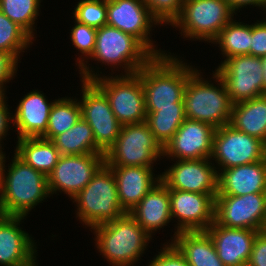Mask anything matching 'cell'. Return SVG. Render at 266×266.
I'll use <instances>...</instances> for the list:
<instances>
[{
	"mask_svg": "<svg viewBox=\"0 0 266 266\" xmlns=\"http://www.w3.org/2000/svg\"><path fill=\"white\" fill-rule=\"evenodd\" d=\"M170 55L154 56L137 74L141 78L146 111L184 103L188 78L196 70Z\"/></svg>",
	"mask_w": 266,
	"mask_h": 266,
	"instance_id": "6da1fadb",
	"label": "cell"
},
{
	"mask_svg": "<svg viewBox=\"0 0 266 266\" xmlns=\"http://www.w3.org/2000/svg\"><path fill=\"white\" fill-rule=\"evenodd\" d=\"M13 158L0 186V215L25 217L50 194L48 178L16 154Z\"/></svg>",
	"mask_w": 266,
	"mask_h": 266,
	"instance_id": "7a4b0ae2",
	"label": "cell"
},
{
	"mask_svg": "<svg viewBox=\"0 0 266 266\" xmlns=\"http://www.w3.org/2000/svg\"><path fill=\"white\" fill-rule=\"evenodd\" d=\"M93 229L96 245L112 266H131L144 252L151 236L126 213Z\"/></svg>",
	"mask_w": 266,
	"mask_h": 266,
	"instance_id": "3957f363",
	"label": "cell"
},
{
	"mask_svg": "<svg viewBox=\"0 0 266 266\" xmlns=\"http://www.w3.org/2000/svg\"><path fill=\"white\" fill-rule=\"evenodd\" d=\"M82 74L81 80L93 81L106 95L110 107L119 121L124 125L141 123L146 120L145 97L140 76L135 73L118 77L93 74L84 59H77Z\"/></svg>",
	"mask_w": 266,
	"mask_h": 266,
	"instance_id": "277c9868",
	"label": "cell"
},
{
	"mask_svg": "<svg viewBox=\"0 0 266 266\" xmlns=\"http://www.w3.org/2000/svg\"><path fill=\"white\" fill-rule=\"evenodd\" d=\"M213 73L220 87L203 80L196 69L188 78L183 102L187 119L204 122L217 129L230 123L233 103L224 81L216 72Z\"/></svg>",
	"mask_w": 266,
	"mask_h": 266,
	"instance_id": "5b68a950",
	"label": "cell"
},
{
	"mask_svg": "<svg viewBox=\"0 0 266 266\" xmlns=\"http://www.w3.org/2000/svg\"><path fill=\"white\" fill-rule=\"evenodd\" d=\"M72 199L78 204L77 217L91 228L126 214L118 200L114 173L106 164Z\"/></svg>",
	"mask_w": 266,
	"mask_h": 266,
	"instance_id": "8992f818",
	"label": "cell"
},
{
	"mask_svg": "<svg viewBox=\"0 0 266 266\" xmlns=\"http://www.w3.org/2000/svg\"><path fill=\"white\" fill-rule=\"evenodd\" d=\"M104 156L107 166L152 167L163 156V146L144 121L122 126L116 142Z\"/></svg>",
	"mask_w": 266,
	"mask_h": 266,
	"instance_id": "52a82bcc",
	"label": "cell"
},
{
	"mask_svg": "<svg viewBox=\"0 0 266 266\" xmlns=\"http://www.w3.org/2000/svg\"><path fill=\"white\" fill-rule=\"evenodd\" d=\"M154 55L134 36L104 25L97 29L95 49L91 59L102 64L122 66L125 75L137 73Z\"/></svg>",
	"mask_w": 266,
	"mask_h": 266,
	"instance_id": "ba28073f",
	"label": "cell"
},
{
	"mask_svg": "<svg viewBox=\"0 0 266 266\" xmlns=\"http://www.w3.org/2000/svg\"><path fill=\"white\" fill-rule=\"evenodd\" d=\"M233 13L226 0H184L180 15L171 25L179 27L186 38L210 43L232 20Z\"/></svg>",
	"mask_w": 266,
	"mask_h": 266,
	"instance_id": "9c48e42d",
	"label": "cell"
},
{
	"mask_svg": "<svg viewBox=\"0 0 266 266\" xmlns=\"http://www.w3.org/2000/svg\"><path fill=\"white\" fill-rule=\"evenodd\" d=\"M215 72L224 81L233 104L265 95L261 57L233 56L224 60Z\"/></svg>",
	"mask_w": 266,
	"mask_h": 266,
	"instance_id": "30bf717a",
	"label": "cell"
},
{
	"mask_svg": "<svg viewBox=\"0 0 266 266\" xmlns=\"http://www.w3.org/2000/svg\"><path fill=\"white\" fill-rule=\"evenodd\" d=\"M82 83L81 117L90 125L96 146L105 154L116 142L122 125L105 93L93 81L82 80Z\"/></svg>",
	"mask_w": 266,
	"mask_h": 266,
	"instance_id": "8fae6325",
	"label": "cell"
},
{
	"mask_svg": "<svg viewBox=\"0 0 266 266\" xmlns=\"http://www.w3.org/2000/svg\"><path fill=\"white\" fill-rule=\"evenodd\" d=\"M214 221L229 228L265 231L266 192L242 196L216 195Z\"/></svg>",
	"mask_w": 266,
	"mask_h": 266,
	"instance_id": "7c38bea8",
	"label": "cell"
},
{
	"mask_svg": "<svg viewBox=\"0 0 266 266\" xmlns=\"http://www.w3.org/2000/svg\"><path fill=\"white\" fill-rule=\"evenodd\" d=\"M212 157L220 170L255 163L266 158V144L226 124L214 133Z\"/></svg>",
	"mask_w": 266,
	"mask_h": 266,
	"instance_id": "4fadbf2b",
	"label": "cell"
},
{
	"mask_svg": "<svg viewBox=\"0 0 266 266\" xmlns=\"http://www.w3.org/2000/svg\"><path fill=\"white\" fill-rule=\"evenodd\" d=\"M104 164V154L61 155L47 176L50 194L62 190L73 198Z\"/></svg>",
	"mask_w": 266,
	"mask_h": 266,
	"instance_id": "5bb4252c",
	"label": "cell"
},
{
	"mask_svg": "<svg viewBox=\"0 0 266 266\" xmlns=\"http://www.w3.org/2000/svg\"><path fill=\"white\" fill-rule=\"evenodd\" d=\"M153 23L159 24L142 0H107V25L134 36L154 56H162L165 53L154 49L148 36Z\"/></svg>",
	"mask_w": 266,
	"mask_h": 266,
	"instance_id": "9a60e30c",
	"label": "cell"
},
{
	"mask_svg": "<svg viewBox=\"0 0 266 266\" xmlns=\"http://www.w3.org/2000/svg\"><path fill=\"white\" fill-rule=\"evenodd\" d=\"M172 219L178 220L176 236L179 232L206 231L215 220L214 194L169 189Z\"/></svg>",
	"mask_w": 266,
	"mask_h": 266,
	"instance_id": "2e32d148",
	"label": "cell"
},
{
	"mask_svg": "<svg viewBox=\"0 0 266 266\" xmlns=\"http://www.w3.org/2000/svg\"><path fill=\"white\" fill-rule=\"evenodd\" d=\"M210 159L177 160L176 164L160 175V180L168 189L216 196L219 172L215 165L211 166Z\"/></svg>",
	"mask_w": 266,
	"mask_h": 266,
	"instance_id": "e0dca14e",
	"label": "cell"
},
{
	"mask_svg": "<svg viewBox=\"0 0 266 266\" xmlns=\"http://www.w3.org/2000/svg\"><path fill=\"white\" fill-rule=\"evenodd\" d=\"M216 128L200 121L185 119L163 147V156L178 160L211 158Z\"/></svg>",
	"mask_w": 266,
	"mask_h": 266,
	"instance_id": "ac0fdd59",
	"label": "cell"
},
{
	"mask_svg": "<svg viewBox=\"0 0 266 266\" xmlns=\"http://www.w3.org/2000/svg\"><path fill=\"white\" fill-rule=\"evenodd\" d=\"M24 216L0 215V265L37 266V250L29 234L18 225Z\"/></svg>",
	"mask_w": 266,
	"mask_h": 266,
	"instance_id": "d6986e66",
	"label": "cell"
},
{
	"mask_svg": "<svg viewBox=\"0 0 266 266\" xmlns=\"http://www.w3.org/2000/svg\"><path fill=\"white\" fill-rule=\"evenodd\" d=\"M206 232L212 238L218 257L225 266H247L254 240L260 231L229 228L214 221Z\"/></svg>",
	"mask_w": 266,
	"mask_h": 266,
	"instance_id": "ffe728a7",
	"label": "cell"
},
{
	"mask_svg": "<svg viewBox=\"0 0 266 266\" xmlns=\"http://www.w3.org/2000/svg\"><path fill=\"white\" fill-rule=\"evenodd\" d=\"M109 167L112 169L116 179L119 203L126 213L136 207L142 198L160 181V175L157 178L154 177L153 167Z\"/></svg>",
	"mask_w": 266,
	"mask_h": 266,
	"instance_id": "44dd1931",
	"label": "cell"
},
{
	"mask_svg": "<svg viewBox=\"0 0 266 266\" xmlns=\"http://www.w3.org/2000/svg\"><path fill=\"white\" fill-rule=\"evenodd\" d=\"M221 171L218 173L217 195L242 196L266 192V158Z\"/></svg>",
	"mask_w": 266,
	"mask_h": 266,
	"instance_id": "7402d4cb",
	"label": "cell"
},
{
	"mask_svg": "<svg viewBox=\"0 0 266 266\" xmlns=\"http://www.w3.org/2000/svg\"><path fill=\"white\" fill-rule=\"evenodd\" d=\"M19 102L12 121L17 127L18 139L42 137L54 102L48 103L43 93L37 90L28 93Z\"/></svg>",
	"mask_w": 266,
	"mask_h": 266,
	"instance_id": "603a6c76",
	"label": "cell"
},
{
	"mask_svg": "<svg viewBox=\"0 0 266 266\" xmlns=\"http://www.w3.org/2000/svg\"><path fill=\"white\" fill-rule=\"evenodd\" d=\"M129 214L151 236L172 220L168 187L160 180Z\"/></svg>",
	"mask_w": 266,
	"mask_h": 266,
	"instance_id": "cb8c5ba5",
	"label": "cell"
},
{
	"mask_svg": "<svg viewBox=\"0 0 266 266\" xmlns=\"http://www.w3.org/2000/svg\"><path fill=\"white\" fill-rule=\"evenodd\" d=\"M173 240L189 266H225L206 231L179 232Z\"/></svg>",
	"mask_w": 266,
	"mask_h": 266,
	"instance_id": "d4e9b609",
	"label": "cell"
},
{
	"mask_svg": "<svg viewBox=\"0 0 266 266\" xmlns=\"http://www.w3.org/2000/svg\"><path fill=\"white\" fill-rule=\"evenodd\" d=\"M229 124L266 144V94L233 104Z\"/></svg>",
	"mask_w": 266,
	"mask_h": 266,
	"instance_id": "484cf974",
	"label": "cell"
},
{
	"mask_svg": "<svg viewBox=\"0 0 266 266\" xmlns=\"http://www.w3.org/2000/svg\"><path fill=\"white\" fill-rule=\"evenodd\" d=\"M17 143L14 154L46 176L53 171L61 156L52 141L41 137L20 138Z\"/></svg>",
	"mask_w": 266,
	"mask_h": 266,
	"instance_id": "4316f807",
	"label": "cell"
},
{
	"mask_svg": "<svg viewBox=\"0 0 266 266\" xmlns=\"http://www.w3.org/2000/svg\"><path fill=\"white\" fill-rule=\"evenodd\" d=\"M52 142L61 155L104 154L97 146L93 130L81 117L73 127Z\"/></svg>",
	"mask_w": 266,
	"mask_h": 266,
	"instance_id": "83f0119b",
	"label": "cell"
},
{
	"mask_svg": "<svg viewBox=\"0 0 266 266\" xmlns=\"http://www.w3.org/2000/svg\"><path fill=\"white\" fill-rule=\"evenodd\" d=\"M146 113L145 122L163 147L186 119L184 103H175V107L160 108L158 111Z\"/></svg>",
	"mask_w": 266,
	"mask_h": 266,
	"instance_id": "f1b7e54d",
	"label": "cell"
},
{
	"mask_svg": "<svg viewBox=\"0 0 266 266\" xmlns=\"http://www.w3.org/2000/svg\"><path fill=\"white\" fill-rule=\"evenodd\" d=\"M80 118L81 107L76 99L55 100L50 111L47 130L41 138L52 141L57 135L71 129Z\"/></svg>",
	"mask_w": 266,
	"mask_h": 266,
	"instance_id": "f546056e",
	"label": "cell"
},
{
	"mask_svg": "<svg viewBox=\"0 0 266 266\" xmlns=\"http://www.w3.org/2000/svg\"><path fill=\"white\" fill-rule=\"evenodd\" d=\"M212 42L219 44L226 59L237 55H250L251 25L232 19Z\"/></svg>",
	"mask_w": 266,
	"mask_h": 266,
	"instance_id": "4dcf8cb0",
	"label": "cell"
},
{
	"mask_svg": "<svg viewBox=\"0 0 266 266\" xmlns=\"http://www.w3.org/2000/svg\"><path fill=\"white\" fill-rule=\"evenodd\" d=\"M40 2V0H0V11L33 39L34 21L39 15Z\"/></svg>",
	"mask_w": 266,
	"mask_h": 266,
	"instance_id": "1f68e13d",
	"label": "cell"
},
{
	"mask_svg": "<svg viewBox=\"0 0 266 266\" xmlns=\"http://www.w3.org/2000/svg\"><path fill=\"white\" fill-rule=\"evenodd\" d=\"M32 38L0 11V51L12 54L17 60Z\"/></svg>",
	"mask_w": 266,
	"mask_h": 266,
	"instance_id": "d6a6232c",
	"label": "cell"
},
{
	"mask_svg": "<svg viewBox=\"0 0 266 266\" xmlns=\"http://www.w3.org/2000/svg\"><path fill=\"white\" fill-rule=\"evenodd\" d=\"M75 21L94 28L107 25V0H81L74 8Z\"/></svg>",
	"mask_w": 266,
	"mask_h": 266,
	"instance_id": "836d02e7",
	"label": "cell"
},
{
	"mask_svg": "<svg viewBox=\"0 0 266 266\" xmlns=\"http://www.w3.org/2000/svg\"><path fill=\"white\" fill-rule=\"evenodd\" d=\"M148 7L151 15L163 25L172 24L180 15L184 0H142Z\"/></svg>",
	"mask_w": 266,
	"mask_h": 266,
	"instance_id": "e575fe53",
	"label": "cell"
},
{
	"mask_svg": "<svg viewBox=\"0 0 266 266\" xmlns=\"http://www.w3.org/2000/svg\"><path fill=\"white\" fill-rule=\"evenodd\" d=\"M74 27L71 29V41L80 53L86 55L89 59L95 49V40L97 28L87 26L86 24L75 21Z\"/></svg>",
	"mask_w": 266,
	"mask_h": 266,
	"instance_id": "d590c367",
	"label": "cell"
},
{
	"mask_svg": "<svg viewBox=\"0 0 266 266\" xmlns=\"http://www.w3.org/2000/svg\"><path fill=\"white\" fill-rule=\"evenodd\" d=\"M148 266H189L184 255L173 244H166Z\"/></svg>",
	"mask_w": 266,
	"mask_h": 266,
	"instance_id": "8d00e7d4",
	"label": "cell"
},
{
	"mask_svg": "<svg viewBox=\"0 0 266 266\" xmlns=\"http://www.w3.org/2000/svg\"><path fill=\"white\" fill-rule=\"evenodd\" d=\"M250 55L261 58L266 56V20L251 24Z\"/></svg>",
	"mask_w": 266,
	"mask_h": 266,
	"instance_id": "74e56055",
	"label": "cell"
},
{
	"mask_svg": "<svg viewBox=\"0 0 266 266\" xmlns=\"http://www.w3.org/2000/svg\"><path fill=\"white\" fill-rule=\"evenodd\" d=\"M18 61L12 54L0 51V99L6 98L3 85L13 79Z\"/></svg>",
	"mask_w": 266,
	"mask_h": 266,
	"instance_id": "f35d334b",
	"label": "cell"
},
{
	"mask_svg": "<svg viewBox=\"0 0 266 266\" xmlns=\"http://www.w3.org/2000/svg\"><path fill=\"white\" fill-rule=\"evenodd\" d=\"M247 266H266V230L257 234Z\"/></svg>",
	"mask_w": 266,
	"mask_h": 266,
	"instance_id": "ab89813d",
	"label": "cell"
},
{
	"mask_svg": "<svg viewBox=\"0 0 266 266\" xmlns=\"http://www.w3.org/2000/svg\"><path fill=\"white\" fill-rule=\"evenodd\" d=\"M6 98L0 99V143L1 139L6 136L8 132L10 120H14L12 115H9L8 105L5 103ZM12 116V117H11ZM12 118V119H11Z\"/></svg>",
	"mask_w": 266,
	"mask_h": 266,
	"instance_id": "60d3db41",
	"label": "cell"
},
{
	"mask_svg": "<svg viewBox=\"0 0 266 266\" xmlns=\"http://www.w3.org/2000/svg\"><path fill=\"white\" fill-rule=\"evenodd\" d=\"M230 7L237 11L239 8L247 5H255L259 7H263V10L266 9V0H226Z\"/></svg>",
	"mask_w": 266,
	"mask_h": 266,
	"instance_id": "b9f144b4",
	"label": "cell"
},
{
	"mask_svg": "<svg viewBox=\"0 0 266 266\" xmlns=\"http://www.w3.org/2000/svg\"><path fill=\"white\" fill-rule=\"evenodd\" d=\"M1 144H0V186L2 184L3 181V177L4 175H6L4 172L5 171V164L3 162H5V154H3L2 149H1Z\"/></svg>",
	"mask_w": 266,
	"mask_h": 266,
	"instance_id": "7bdbcfd3",
	"label": "cell"
},
{
	"mask_svg": "<svg viewBox=\"0 0 266 266\" xmlns=\"http://www.w3.org/2000/svg\"><path fill=\"white\" fill-rule=\"evenodd\" d=\"M262 61H263L264 94H266V56L262 57Z\"/></svg>",
	"mask_w": 266,
	"mask_h": 266,
	"instance_id": "ee69618b",
	"label": "cell"
}]
</instances>
